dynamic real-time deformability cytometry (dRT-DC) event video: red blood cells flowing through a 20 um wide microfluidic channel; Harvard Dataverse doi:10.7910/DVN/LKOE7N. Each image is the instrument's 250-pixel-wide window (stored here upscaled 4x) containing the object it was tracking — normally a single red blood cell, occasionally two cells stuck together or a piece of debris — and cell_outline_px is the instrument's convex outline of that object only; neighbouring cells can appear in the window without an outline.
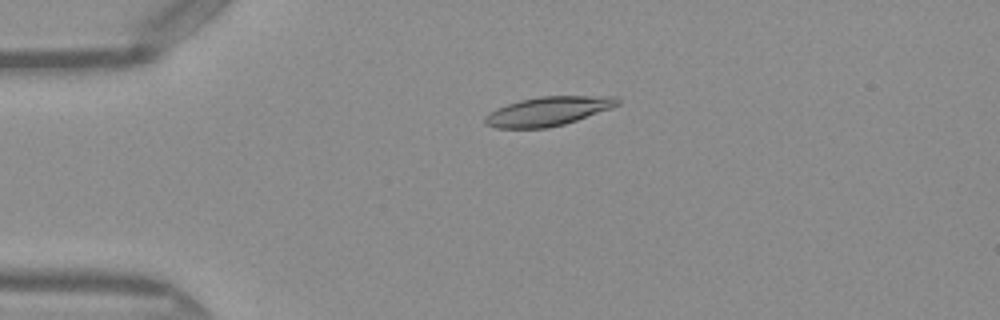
{"species": "Egyptian fruit bat (a non-hibernating species)", "species_latin": "Rousettus aegyptiacus", "temperature_condition": "warm", "stored_images_in_passage": 40, "camera_frame_rate_fps": 3000, "um_per_image_px": 0.085, "frame": {"image": 1, "passage_image": 2, "time_ms": 0.333, "image_size_px": [1000, 320], "cell_outline_px": [[620, 104], [612, 108], [564, 124], [548, 128], [496, 128], [484, 124], [484, 116], [488, 112], [496, 108], [520, 100], [540, 96], [616, 96], [620, 100]], "centroid_in_image_um": [46.57, 9.45], "position_along_channel_um": 38.4, "area_um2": 22.54}}
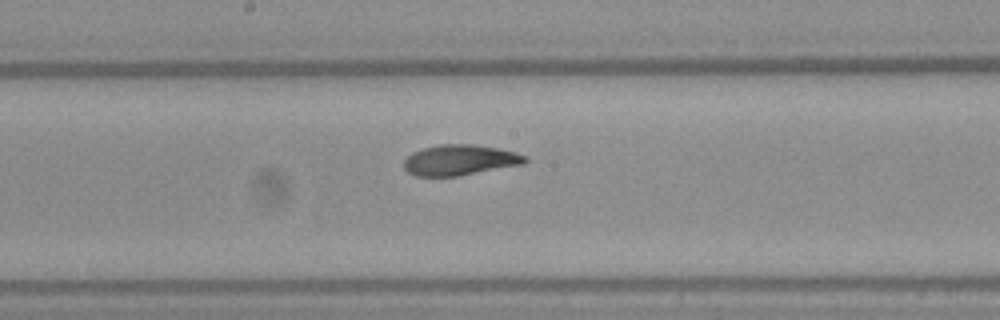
{"frame": {"image": 2, "passage_image": 17, "time_ms": 5.333, "image_size_px": [1000, 320], "cell_outline_px": [[528, 160], [524, 164], [456, 176], [416, 176], [408, 172], [404, 168], [404, 160], [412, 152], [424, 148], [440, 144], [472, 144], [496, 148], [528, 156]], "centroid_in_image_um": [39.07, 13.6], "position_along_channel_um": 209.1, "area_um2": 21.39}}
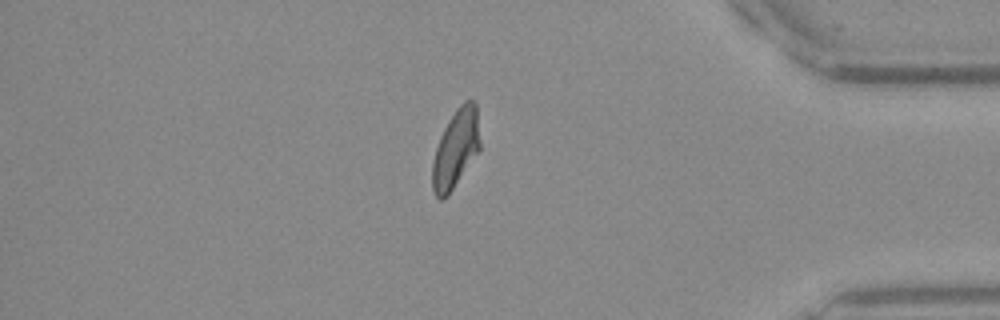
{"frame": {"image": 3, "passage_image": 33, "time_ms": 10.667, "image_size_px": [1000, 320], "cell_outline_px": [[480, 148], [444, 200], [440, 200], [436, 196], [432, 188], [432, 164], [436, 148], [440, 136], [448, 120], [456, 108], [464, 100], [476, 100], [480, 144]], "centroid_in_image_um": [38.73, 12.6], "position_along_channel_um": 396.5, "area_um2": 21.5}, "authors_computed_cell_mechanics": {"area_um2": 21.6461, "velocity_mm_per_s": 4.0818, "shape_relaxation_time_tau1_ms": 4.2521, "shape_relaxation_time_tau2_ms": 1.5149, "deformation_change_tau1": 0.1707, "deformation_change_tau2": 0.074}}